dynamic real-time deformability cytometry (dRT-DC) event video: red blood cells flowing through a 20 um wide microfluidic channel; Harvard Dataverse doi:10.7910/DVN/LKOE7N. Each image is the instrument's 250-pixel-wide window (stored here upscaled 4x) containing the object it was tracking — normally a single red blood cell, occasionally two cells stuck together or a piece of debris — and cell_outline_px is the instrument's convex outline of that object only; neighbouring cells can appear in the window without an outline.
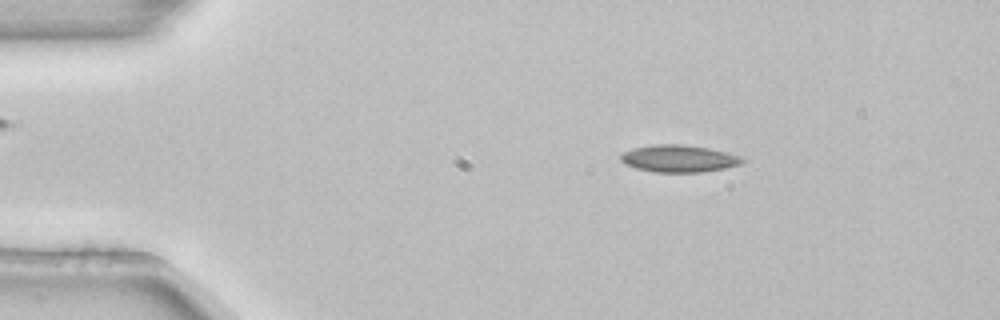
{"species": "common noctule bat (a hibernating species)", "species_latin": "Nyctalus noctula", "temperature_condition": "room temperature", "stored_images_in_passage": 3, "camera_frame_rate_fps": 3000, "um_per_image_px": 0.085, "animal": {"sex": "female", "body_mass_g": 22.7, "forearm_length_mm": 54.2}, "frame": {"image": 1, "passage_image": 1, "time_ms": 0.0, "image_size_px": [1000, 320], "cell_outline_px": [[748, 160], [740, 164], [724, 168], [700, 172], [656, 172], [636, 168], [624, 164], [620, 160], [620, 156], [624, 152], [632, 148], [656, 144], [684, 144], [708, 148], [740, 156]], "centroid_in_image_um": [57.69, 13.47], "position_along_channel_um": 27.3, "area_um2": 19.19}}
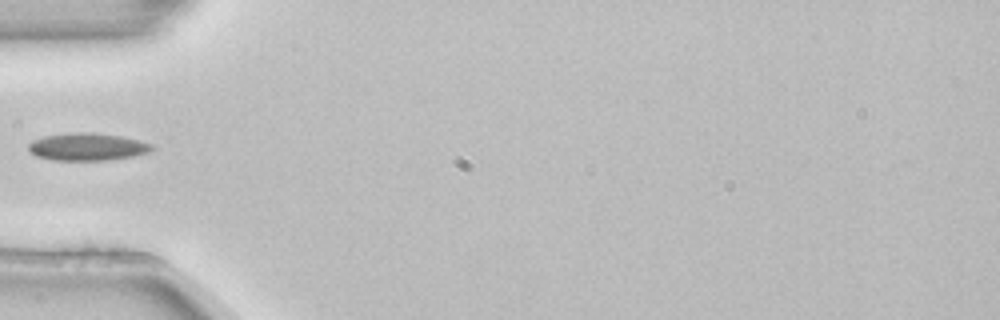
{"frame": {"image": 2, "passage_image": 3, "time_ms": 0.667, "image_size_px": [1000, 320], "cell_outline_px": [[152, 148], [148, 152], [132, 156], [104, 160], [52, 160], [36, 156], [28, 148], [28, 144], [32, 140], [44, 136], [76, 132], [88, 132], [120, 136], [140, 140], [152, 144]], "centroid_in_image_um": [7.39, 12.47], "position_along_channel_um": 77.6, "area_um2": 19.54}}